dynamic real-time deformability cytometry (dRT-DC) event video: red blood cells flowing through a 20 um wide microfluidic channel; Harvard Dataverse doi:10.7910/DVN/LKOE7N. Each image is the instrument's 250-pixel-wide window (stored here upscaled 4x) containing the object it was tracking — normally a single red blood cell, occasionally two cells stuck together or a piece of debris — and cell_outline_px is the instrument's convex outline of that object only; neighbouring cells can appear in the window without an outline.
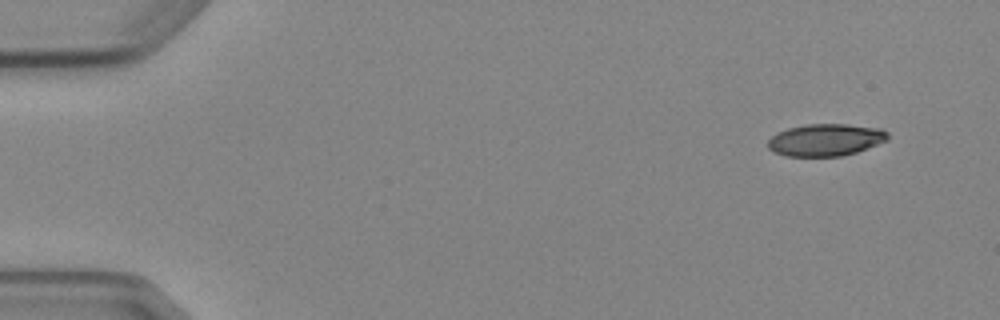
{"species": "Egyptian fruit bat (a non-hibernating species)", "species_latin": "Rousettus aegyptiacus", "temperature_condition": "cold", "stored_images_in_passage": 4, "camera_frame_rate_fps": 3000, "um_per_image_px": 0.085, "animal": {"sex": "female"}, "frame": {"image": 1, "passage_image": 1, "time_ms": 0.0, "image_size_px": [1000, 320], "cell_outline_px": [[888, 140], [856, 152], [840, 156], [784, 156], [772, 152], [768, 148], [768, 140], [776, 132], [788, 128], [808, 124], [848, 124], [880, 128], [888, 132]], "centroid_in_image_um": [70.15, 11.89], "position_along_channel_um": 14.8, "area_um2": 22.54}}